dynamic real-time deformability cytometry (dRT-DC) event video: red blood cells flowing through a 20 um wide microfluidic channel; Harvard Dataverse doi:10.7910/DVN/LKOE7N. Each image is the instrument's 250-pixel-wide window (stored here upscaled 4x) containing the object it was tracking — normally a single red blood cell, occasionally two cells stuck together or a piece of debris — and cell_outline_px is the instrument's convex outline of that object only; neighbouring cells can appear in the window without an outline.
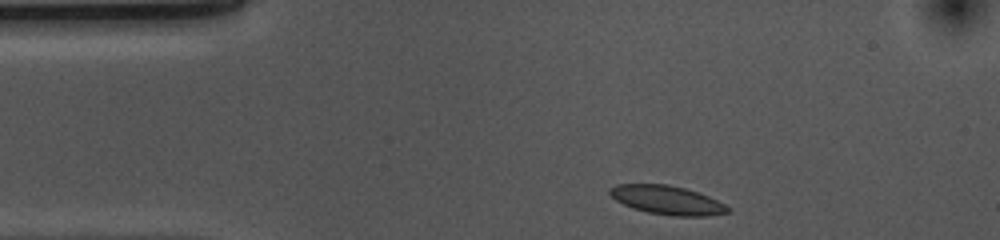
{"species": "common noctule bat (a hibernating species)", "species_latin": "Nyctalus noctula", "temperature_condition": "cold", "stored_images_in_passage": 35, "camera_frame_rate_fps": 3000, "um_per_image_px": 0.085, "animal": {"sex": "female", "body_mass_g": 10.0, "forearm_length_mm": 53.1}, "frame": {"image": 1, "passage_image": 1, "time_ms": 0.0, "image_size_px": [1000, 240], "cell_outline_px": [[732, 212], [708, 216], [672, 216], [648, 212], [624, 204], [616, 200], [608, 192], [608, 188], [616, 184], [668, 184], [684, 188], [708, 196], [732, 208]], "centroid_in_image_um": [56.73, 17.01], "position_along_channel_um": 28.3, "area_um2": 19.77}}
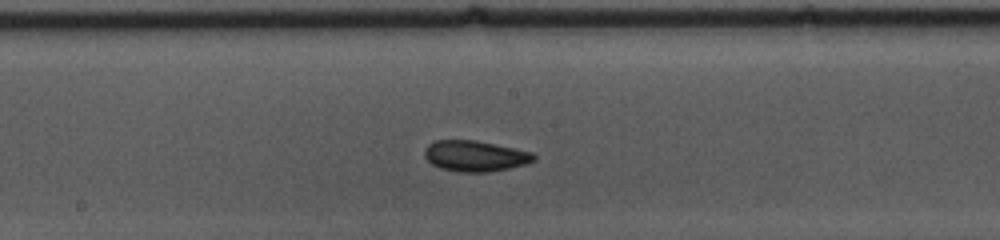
{"frame": {"image": 2, "passage_image": 19, "time_ms": 6.0, "image_size_px": [1000, 240], "cell_outline_px": [[536, 160], [528, 164], [488, 172], [460, 172], [440, 168], [432, 164], [424, 156], [424, 152], [428, 144], [436, 140], [476, 140], [532, 152], [536, 156]], "centroid_in_image_um": [40.4, 13.26], "position_along_channel_um": 207.8, "area_um2": 19.65}}
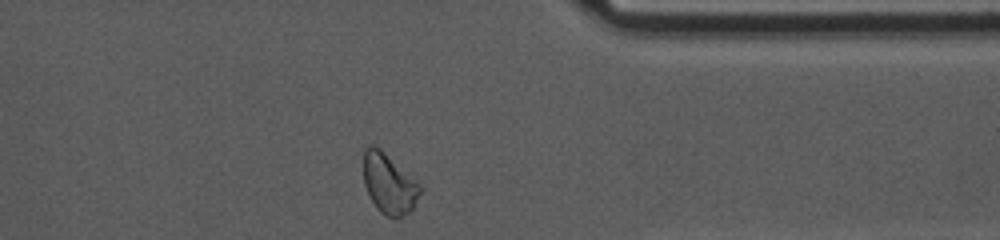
{"frame": {"image": 3, "passage_image": 34, "time_ms": 11.0, "image_size_px": [1000, 240], "cell_outline_px": [[420, 192], [412, 208], [408, 212], [400, 216], [384, 216], [376, 208], [364, 184], [364, 148], [368, 144], [372, 144], [380, 148], [420, 184]], "centroid_in_image_um": [33.03, 15.58], "position_along_channel_um": 378.4, "area_um2": 19.42}, "authors_computed_cell_mechanics": {"area_um2": 19.1896, "velocity_mm_per_s": 3.6646, "shape_relaxation_time_tau1_ms": 6.0349, "shape_relaxation_time_tau2_ms": 5.2327, "deformation_change_tau1": 0.0927, "deformation_change_tau2": 0.095}}